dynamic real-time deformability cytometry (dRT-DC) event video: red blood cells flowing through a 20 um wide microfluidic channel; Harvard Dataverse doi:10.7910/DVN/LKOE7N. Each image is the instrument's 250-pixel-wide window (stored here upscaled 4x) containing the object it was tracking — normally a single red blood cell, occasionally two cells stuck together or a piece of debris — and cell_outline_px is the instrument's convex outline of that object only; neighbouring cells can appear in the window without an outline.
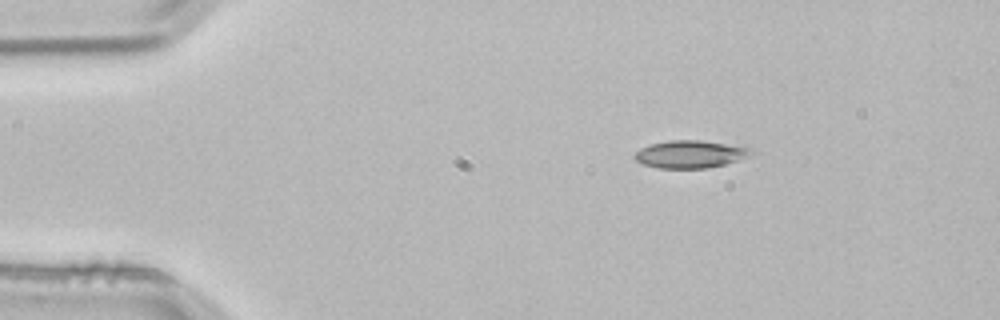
{"species": "common noctule bat (a hibernating species)", "species_latin": "Nyctalus noctula", "temperature_condition": "room temperature", "stored_images_in_passage": 3, "camera_frame_rate_fps": 3000, "um_per_image_px": 0.085, "animal": {"sex": "male", "body_mass_g": 21.5, "forearm_length_mm": 52.0}, "frame": {"image": 1, "passage_image": 1, "time_ms": 0.0, "image_size_px": [1000, 320], "cell_outline_px": [[756, 152], [748, 156], [724, 164], [708, 168], [660, 168], [644, 164], [636, 160], [632, 156], [640, 148], [652, 144], [668, 140], [700, 140], [748, 148]], "centroid_in_image_um": [58.62, 13.11], "position_along_channel_um": 26.4, "area_um2": 18.38}}
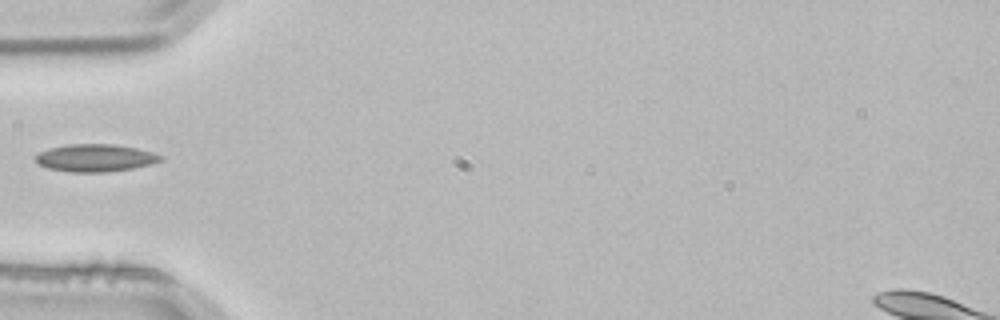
{"frame": {"image": 2, "passage_image": 3, "time_ms": 0.667, "image_size_px": [1000, 320], "cell_outline_px": [[164, 160], [152, 164], [132, 168], [104, 172], [72, 172], [48, 168], [36, 164], [36, 156], [40, 152], [52, 148], [68, 144], [112, 144], [136, 148], [152, 152], [164, 156]], "centroid_in_image_um": [8.13, 13.42], "position_along_channel_um": 76.9, "area_um2": 19.94}}